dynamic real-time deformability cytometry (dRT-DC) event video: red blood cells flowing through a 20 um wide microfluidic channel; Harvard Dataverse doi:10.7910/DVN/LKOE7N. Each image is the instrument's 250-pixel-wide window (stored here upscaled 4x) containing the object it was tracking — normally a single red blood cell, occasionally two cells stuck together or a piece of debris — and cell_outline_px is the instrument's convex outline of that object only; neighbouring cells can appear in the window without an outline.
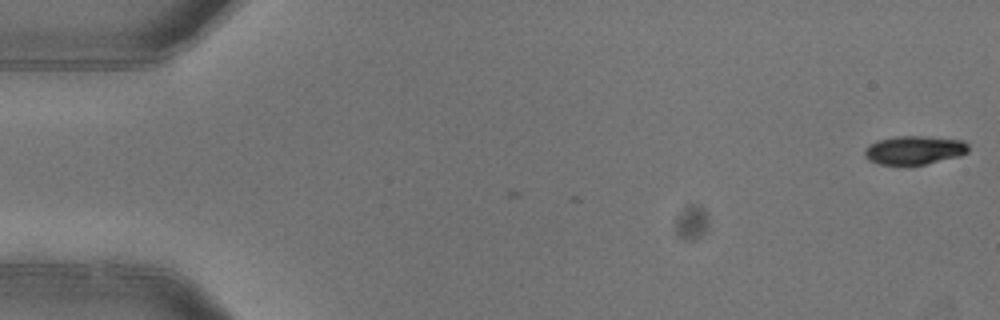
{"species": "common noctule bat (a hibernating species)", "species_latin": "Nyctalus noctula", "temperature_condition": "warm", "stored_images_in_passage": 5, "camera_frame_rate_fps": 3000, "um_per_image_px": 0.085, "animal": {"sex": "female"}, "frame": {"image": 1, "passage_image": 1, "time_ms": 0.0, "image_size_px": [1000, 320], "cell_outline_px": [[968, 152], [960, 156], [924, 164], [880, 164], [868, 160], [864, 156], [864, 148], [868, 144], [876, 140], [896, 136], [924, 136], [964, 140], [968, 144]], "centroid_in_image_um": [77.69, 12.74], "position_along_channel_um": 7.3, "area_um2": 17.4}}
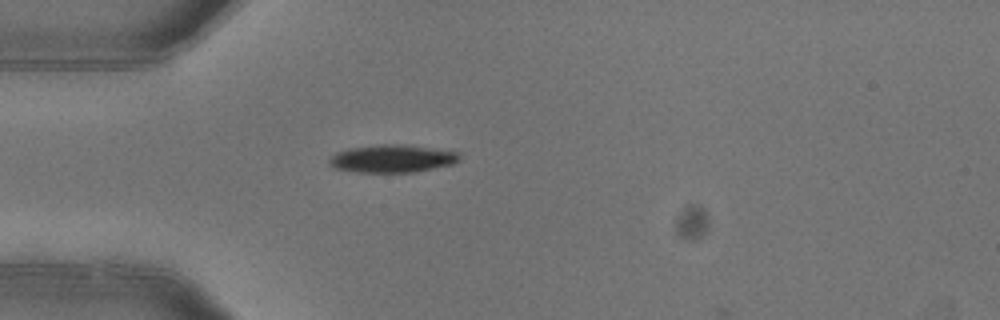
{"frame": {"image": 2, "passage_image": 5, "time_ms": 1.333, "image_size_px": [1000, 320], "cell_outline_px": [[460, 160], [452, 164], [416, 172], [356, 172], [332, 168], [328, 164], [328, 160], [336, 152], [348, 148], [376, 144], [404, 144], [460, 152]], "centroid_in_image_um": [33.31, 13.47], "position_along_channel_um": 51.7, "area_um2": 21.33}}